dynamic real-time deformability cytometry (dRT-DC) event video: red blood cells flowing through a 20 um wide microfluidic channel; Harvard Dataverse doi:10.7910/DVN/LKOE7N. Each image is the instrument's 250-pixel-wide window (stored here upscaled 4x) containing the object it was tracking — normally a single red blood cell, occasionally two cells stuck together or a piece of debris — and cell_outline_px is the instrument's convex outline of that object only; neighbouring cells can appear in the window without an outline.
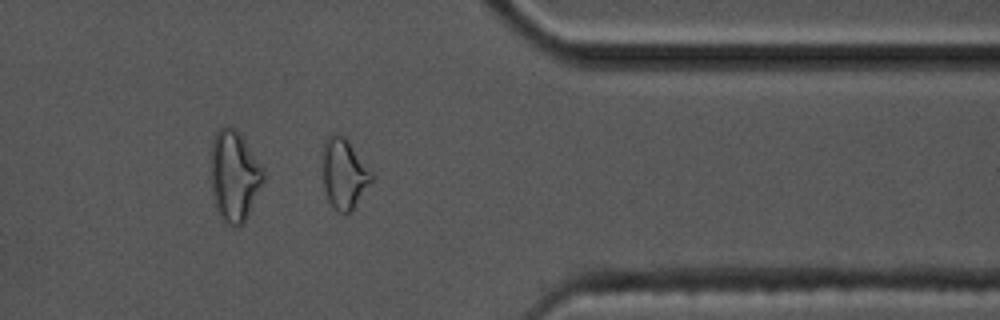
{"species": "common noctule bat (a hibernating species)", "species_latin": "Nyctalus noctula", "temperature_condition": "cold", "stored_images_in_passage": 41, "camera_frame_rate_fps": 3000, "um_per_image_px": 0.085, "animal": {"sex": "male", "body_mass_g": 17.5, "forearm_length_mm": 52.3}, "frame": {"image": 1, "passage_image": 30, "time_ms": 9.667, "image_size_px": [1000, 320], "cell_outline_px": [[372, 180], [352, 212], [344, 216], [328, 200], [324, 188], [324, 140], [332, 132], [340, 132], [348, 140], [372, 172]], "centroid_in_image_um": [29.26, 14.75], "position_along_channel_um": 382.1, "area_um2": 19.94}}
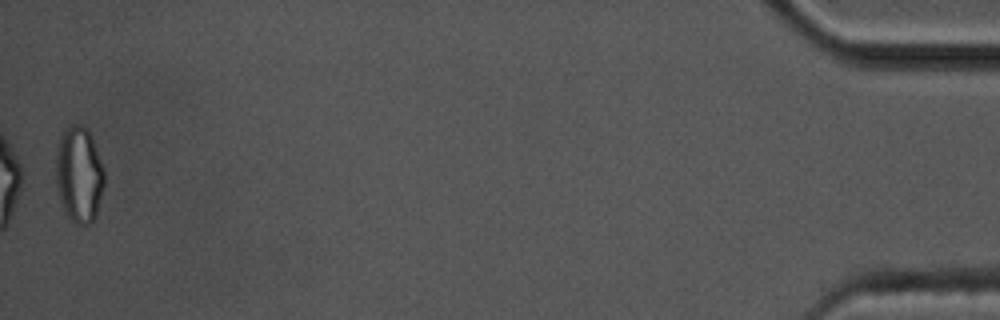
{"frame": {"image": 2, "passage_image": 41, "time_ms": 13.333, "image_size_px": [1000, 320], "cell_outline_px": [[104, 184], [96, 216], [88, 224], [72, 224], [60, 200], [56, 184], [56, 144], [64, 128], [72, 124], [80, 124], [88, 128], [92, 136], [104, 168]], "centroid_in_image_um": [6.71, 14.79], "position_along_channel_um": 428.5, "area_um2": 27.51}, "authors_computed_cell_mechanics": {"area_um2": 17.2822, "velocity_mm_per_s": 3.5283, "shape_relaxation_time_tau1_ms": null, "shape_relaxation_time_tau2_ms": 2.4876, "deformation_change_tau1": null, "deformation_change_tau2": 0.0816}}